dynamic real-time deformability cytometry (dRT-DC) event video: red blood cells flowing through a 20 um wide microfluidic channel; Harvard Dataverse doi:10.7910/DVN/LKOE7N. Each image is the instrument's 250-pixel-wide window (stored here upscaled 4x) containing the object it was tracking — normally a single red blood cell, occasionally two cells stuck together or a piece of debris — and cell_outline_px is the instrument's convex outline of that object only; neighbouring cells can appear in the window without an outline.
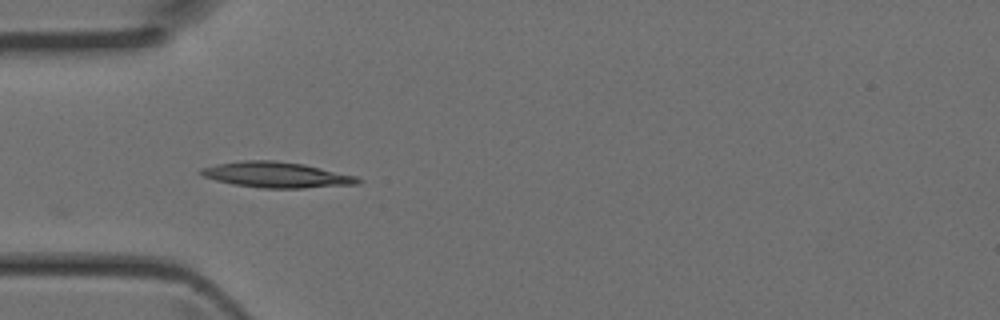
{"species": "Egyptian fruit bat (a non-hibernating species)", "species_latin": "Rousettus aegyptiacus", "temperature_condition": "room temperature", "stored_images_in_passage": 31, "camera_frame_rate_fps": 3000, "um_per_image_px": 0.085, "animal": {"sex": "female"}, "frame": {"image": 1, "passage_image": 1, "time_ms": 0.0, "image_size_px": [1000, 320], "cell_outline_px": [[364, 180], [360, 184], [304, 188], [260, 188], [232, 184], [216, 180], [204, 176], [196, 172], [200, 168], [216, 164], [244, 160], [272, 160], [304, 164], [356, 176]], "centroid_in_image_um": [23.5, 14.86], "position_along_channel_um": 61.5, "area_um2": 23.58}}
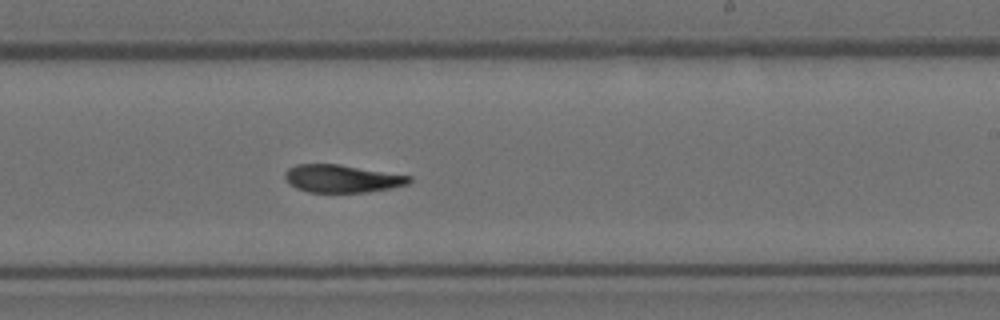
{"frame": {"image": 2, "passage_image": 14, "time_ms": 4.333, "image_size_px": [1000, 320], "cell_outline_px": [[412, 180], [408, 184], [392, 188], [364, 192], [308, 192], [296, 188], [288, 184], [284, 180], [284, 172], [288, 168], [296, 164], [340, 164], [412, 176]], "centroid_in_image_um": [29.03, 15.18], "position_along_channel_um": 260.0, "area_um2": 20.29}}
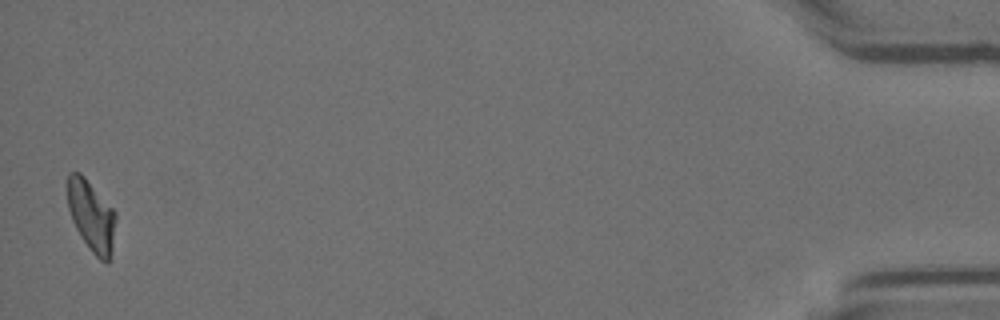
{"frame": {"image": 3, "passage_image": 31, "time_ms": 10.0, "image_size_px": [1000, 320], "cell_outline_px": [[116, 220], [112, 260], [108, 264], [100, 260], [92, 252], [80, 236], [72, 220], [68, 208], [68, 172], [80, 172], [84, 176], [116, 212]], "centroid_in_image_um": [7.8, 18.4], "position_along_channel_um": 427.4, "area_um2": 20.17}}